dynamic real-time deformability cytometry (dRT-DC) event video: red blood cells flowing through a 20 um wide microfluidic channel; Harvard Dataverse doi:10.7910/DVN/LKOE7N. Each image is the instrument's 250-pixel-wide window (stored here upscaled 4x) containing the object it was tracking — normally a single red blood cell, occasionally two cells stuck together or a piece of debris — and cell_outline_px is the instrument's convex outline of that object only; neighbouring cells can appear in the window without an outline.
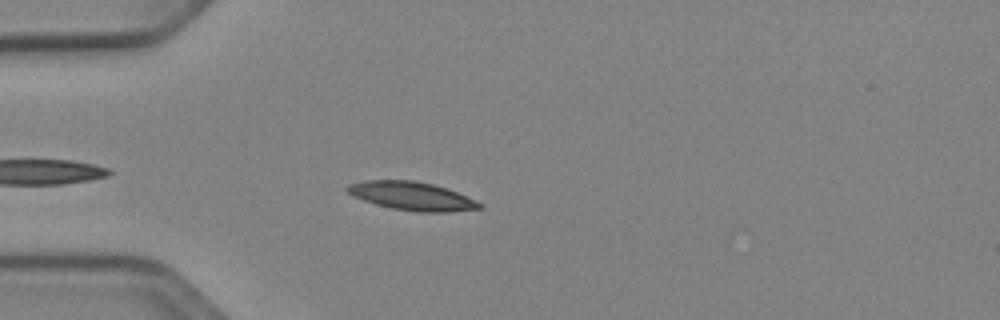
{"species": "Egyptian fruit bat (a non-hibernating species)", "species_latin": "Rousettus aegyptiacus", "temperature_condition": "cold", "stored_images_in_passage": 35, "camera_frame_rate_fps": 3000, "um_per_image_px": 0.085, "animal": {"sex": "female"}, "frame": {"image": 1, "passage_image": 5, "time_ms": 1.333, "image_size_px": [1000, 320], "cell_outline_px": [[484, 204], [480, 208], [448, 212], [416, 212], [392, 208], [376, 204], [352, 196], [344, 188], [348, 184], [364, 180], [416, 180], [432, 184], [456, 192], [476, 200]], "centroid_in_image_um": [34.97, 16.66], "position_along_channel_um": 50.0, "area_um2": 21.85}}
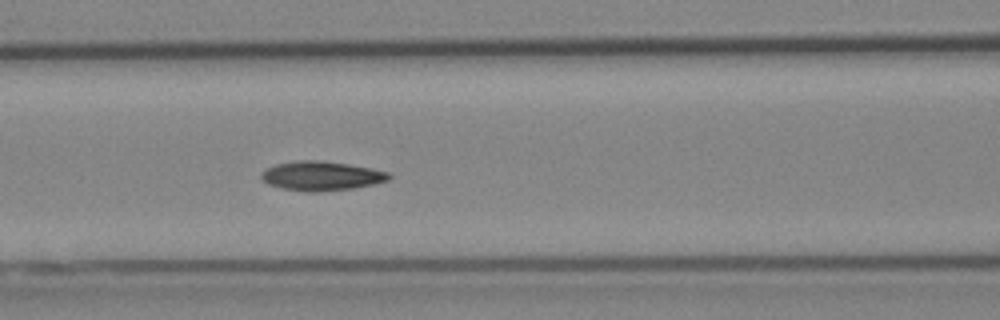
{"frame": {"image": 2, "passage_image": 13, "time_ms": 4.0, "image_size_px": [1000, 320], "cell_outline_px": [[392, 176], [388, 180], [372, 184], [352, 188], [316, 192], [308, 192], [280, 188], [268, 184], [260, 176], [260, 172], [276, 164], [296, 160], [320, 160], [348, 164], [372, 168], [388, 172]], "centroid_in_image_um": [27.29, 14.94], "position_along_channel_um": 139.3, "area_um2": 21.73}}
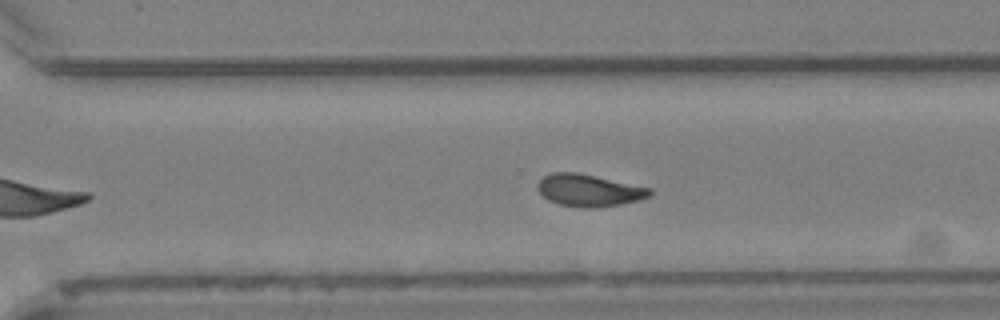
{"frame": {"image": 3, "passage_image": 27, "time_ms": 8.667, "image_size_px": [1000, 320], "cell_outline_px": [[652, 192], [648, 196], [640, 200], [620, 204], [596, 208], [584, 208], [560, 204], [548, 200], [540, 192], [536, 184], [544, 176], [552, 172], [576, 172], [652, 188]], "centroid_in_image_um": [50.06, 16.18], "position_along_channel_um": 320.5, "area_um2": 20.87}, "authors_computed_cell_mechanics": {"area_um2": 20.8658, "velocity_mm_per_s": 3.8913, "shape_relaxation_time_tau1_ms": 3.9408, "shape_relaxation_time_tau2_ms": 3.815, "deformation_change_tau1": 0.1497, "deformation_change_tau2": 0.107}}